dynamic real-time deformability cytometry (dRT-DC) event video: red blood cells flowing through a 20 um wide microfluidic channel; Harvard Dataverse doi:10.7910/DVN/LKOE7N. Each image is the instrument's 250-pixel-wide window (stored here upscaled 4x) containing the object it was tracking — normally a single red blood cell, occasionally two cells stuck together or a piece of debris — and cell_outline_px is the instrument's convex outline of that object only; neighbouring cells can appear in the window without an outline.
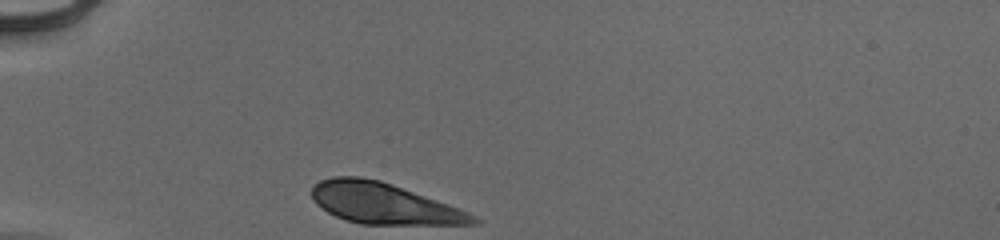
{"species": "human", "species_latin": "Homo sapiens", "temperature_condition": "cold", "stored_images_in_passage": 29, "camera_frame_rate_fps": 3000, "um_per_image_px": 0.085, "donor": {"sex": "male"}, "frame": {"image": 1, "passage_image": 1, "time_ms": 0.0, "image_size_px": [1000, 240], "cell_outline_px": [[480, 224], [360, 224], [336, 216], [328, 212], [316, 204], [312, 196], [312, 184], [320, 180], [332, 176], [360, 176], [380, 180], [392, 184], [448, 204], [468, 212], [476, 216], [480, 220]], "centroid_in_image_um": [32.59, 17.28], "position_along_channel_um": 52.4, "area_um2": 38.26}}
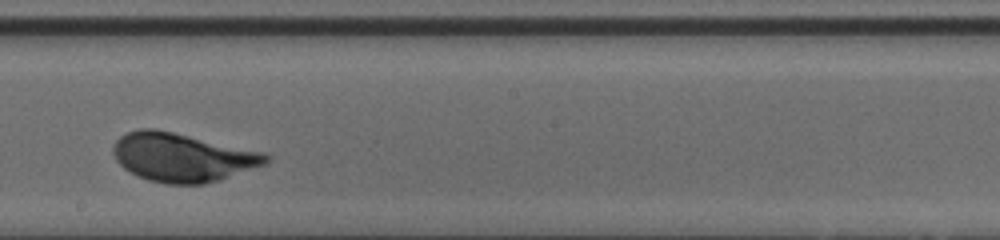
{"frame": {"image": 2, "passage_image": 17, "time_ms": 5.333, "image_size_px": [1000, 240], "cell_outline_px": [[272, 156], [264, 164], [204, 184], [168, 184], [148, 180], [136, 176], [124, 168], [116, 160], [112, 152], [112, 148], [116, 140], [120, 136], [128, 132], [140, 128], [156, 128], [264, 152]], "centroid_in_image_um": [15.45, 13.36], "position_along_channel_um": 232.8, "area_um2": 43.06}}
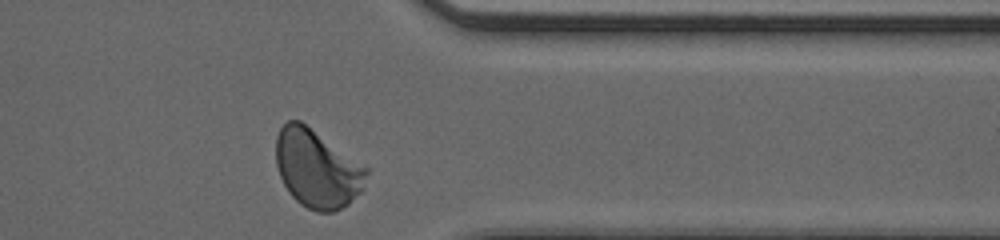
{"frame": {"image": 3, "passage_image": 29, "time_ms": 9.333, "image_size_px": [1000, 240], "cell_outline_px": [[368, 172], [364, 188], [348, 204], [332, 212], [316, 212], [300, 204], [288, 192], [280, 176], [276, 164], [276, 136], [280, 128], [288, 120], [300, 120], [368, 168]], "centroid_in_image_um": [26.94, 14.34], "position_along_channel_um": 384.5, "area_um2": 41.04}, "authors_computed_cell_mechanics": {"area_um2": 41.8472, "velocity_mm_per_s": 3.8715, "shape_relaxation_time_tau1_ms": 2.1559, "shape_relaxation_time_tau2_ms": null, "deformation_change_tau1": 0.1447, "deformation_change_tau2": null}}